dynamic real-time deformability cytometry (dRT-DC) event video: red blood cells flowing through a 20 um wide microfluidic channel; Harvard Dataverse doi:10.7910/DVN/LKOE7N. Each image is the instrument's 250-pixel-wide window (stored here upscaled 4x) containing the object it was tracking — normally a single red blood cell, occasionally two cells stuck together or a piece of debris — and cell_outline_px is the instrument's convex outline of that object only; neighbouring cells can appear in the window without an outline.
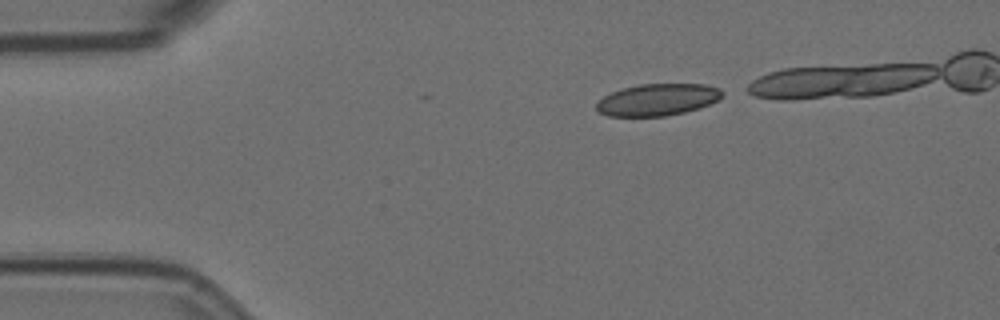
{"species": "Egyptian fruit bat (a non-hibernating species)", "species_latin": "Rousettus aegyptiacus", "temperature_condition": "room temperature", "stored_images_in_passage": 37, "camera_frame_rate_fps": 3000, "um_per_image_px": 0.085, "animal": {"sex": "female"}, "frame": {"image": 1, "passage_image": 1, "time_ms": 0.0, "image_size_px": [1000, 320], "cell_outline_px": [[724, 96], [720, 100], [700, 108], [684, 112], [664, 116], [608, 116], [600, 112], [596, 108], [596, 104], [604, 96], [612, 92], [624, 88], [640, 84], [704, 84], [720, 88], [724, 92]], "centroid_in_image_um": [55.96, 8.47], "position_along_channel_um": 29.0, "area_um2": 23.41}}
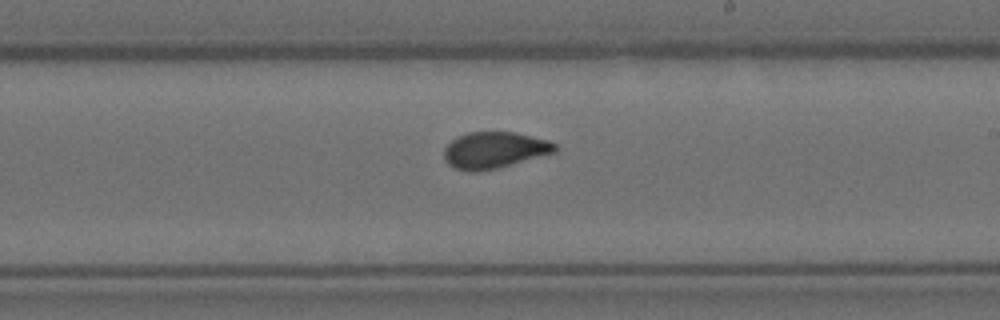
{"frame": {"image": 2, "passage_image": 24, "time_ms": 7.667, "image_size_px": [1000, 320], "cell_outline_px": [[556, 152], [496, 168], [476, 172], [468, 172], [456, 168], [448, 164], [444, 160], [444, 148], [456, 136], [468, 132], [516, 132], [548, 140], [556, 144]], "centroid_in_image_um": [41.99, 12.75], "position_along_channel_um": 247.0, "area_um2": 23.52}}
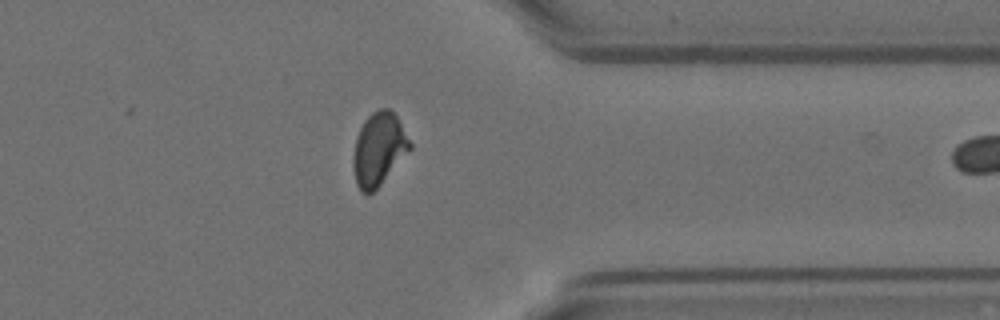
{"frame": {"image": 3, "passage_image": 36, "time_ms": 11.667, "image_size_px": [1000, 320], "cell_outline_px": [[412, 148], [380, 184], [368, 196], [356, 184], [352, 168], [352, 160], [356, 136], [364, 120], [372, 112], [380, 108], [388, 108], [396, 116], [412, 144]], "centroid_in_image_um": [32.17, 12.67], "position_along_channel_um": 379.2, "area_um2": 23.93}}